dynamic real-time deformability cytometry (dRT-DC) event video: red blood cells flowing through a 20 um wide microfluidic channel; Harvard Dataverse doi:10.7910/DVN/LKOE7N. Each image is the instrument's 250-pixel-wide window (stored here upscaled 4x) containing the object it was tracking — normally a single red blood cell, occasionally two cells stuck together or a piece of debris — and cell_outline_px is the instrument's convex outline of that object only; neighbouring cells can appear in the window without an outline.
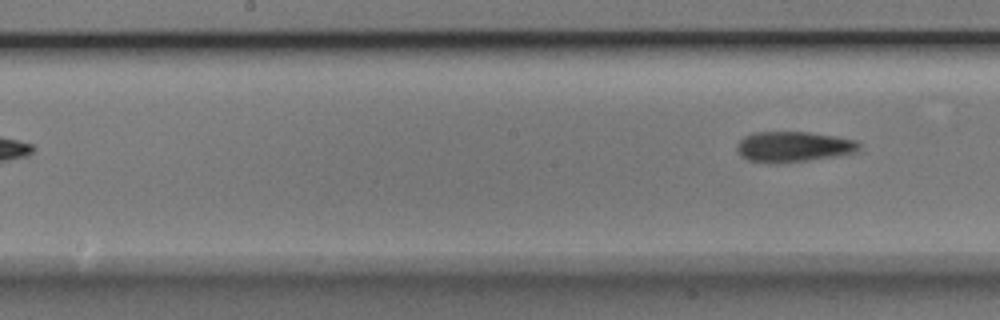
{"species": "Egyptian fruit bat (a non-hibernating species)", "species_latin": "Rousettus aegyptiacus", "temperature_condition": "room temperature", "stored_images_in_passage": 9, "segment_of_instrument_passage": [2, 2], "camera_frame_rate_fps": 3000, "um_per_image_px": 0.085, "animal": {"sex": "male"}, "frame": {"image": 1, "passage_image": 9, "time_ms": 2.667, "image_size_px": [1000, 320], "cell_outline_px": [[860, 148], [852, 152], [836, 156], [804, 160], [768, 164], [748, 160], [740, 156], [736, 152], [736, 144], [744, 136], [756, 132], [808, 132], [856, 140], [860, 144]], "centroid_in_image_um": [67.35, 12.47], "position_along_channel_um": 180.9, "area_um2": 21.56}}